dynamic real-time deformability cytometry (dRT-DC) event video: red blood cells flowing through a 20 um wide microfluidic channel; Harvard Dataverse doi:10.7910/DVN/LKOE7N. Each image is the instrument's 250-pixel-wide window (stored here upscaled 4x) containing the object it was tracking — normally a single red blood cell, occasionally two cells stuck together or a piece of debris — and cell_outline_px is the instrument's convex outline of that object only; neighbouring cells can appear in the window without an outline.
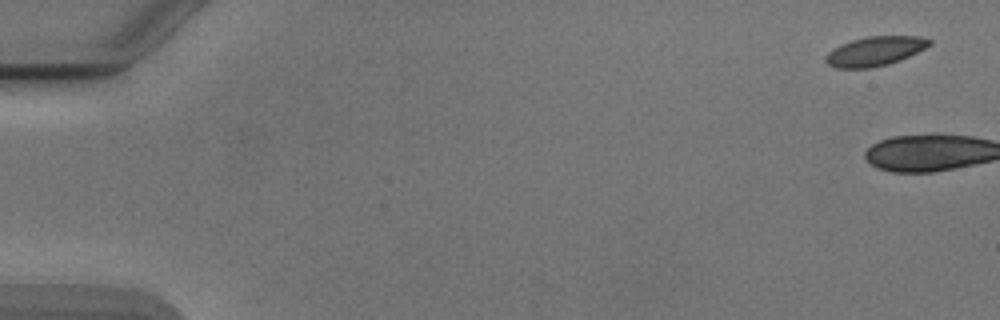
{"species": "Egyptian fruit bat (a non-hibernating species)", "species_latin": "Rousettus aegyptiacus", "temperature_condition": "cold", "stored_images_in_passage": 5, "camera_frame_rate_fps": 3000, "um_per_image_px": 0.085, "animal": {"sex": "male"}, "frame": {"image": 1, "passage_image": 1, "time_ms": 0.0, "image_size_px": [1000, 320], "cell_outline_px": [[932, 44], [900, 60], [888, 64], [872, 68], [836, 68], [828, 64], [824, 60], [824, 56], [828, 52], [840, 44], [852, 40], [868, 36], [920, 36], [932, 40]], "centroid_in_image_um": [74.35, 4.35], "position_along_channel_um": 10.7, "area_um2": 17.74}}